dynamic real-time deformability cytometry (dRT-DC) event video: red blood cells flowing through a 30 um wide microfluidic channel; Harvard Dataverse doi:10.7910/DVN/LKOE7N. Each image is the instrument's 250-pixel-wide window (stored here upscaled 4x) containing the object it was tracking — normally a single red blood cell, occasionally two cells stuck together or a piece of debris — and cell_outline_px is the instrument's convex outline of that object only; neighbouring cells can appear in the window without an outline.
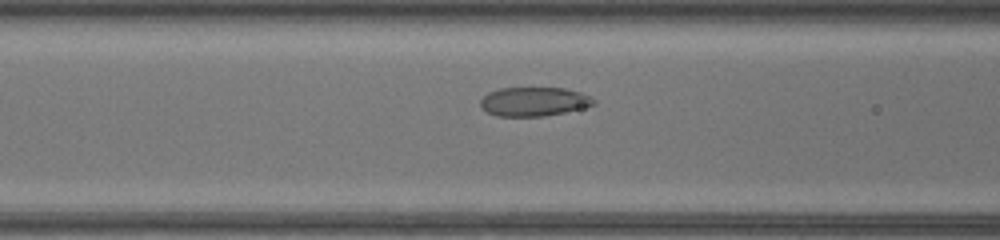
{"species": "common noctule bat (a hibernating species)", "species_latin": "Nyctalus noctula", "temperature_condition": "warm", "stored_images_in_passage": 24, "camera_frame_rate_fps": 3000, "um_per_image_px": 0.085, "animal": {"sex": "female", "body_mass_g": 17.0, "forearm_length_mm": 48.0}, "frame": {"image": 1, "passage_image": 5, "time_ms": 1.333, "image_size_px": [1000, 240], "cell_outline_px": [[596, 104], [564, 112], [544, 116], [496, 116], [488, 112], [480, 104], [480, 100], [488, 92], [500, 88], [564, 88], [580, 92], [596, 100]], "centroid_in_image_um": [45.37, 8.63], "position_along_channel_um": 121.2, "area_um2": 18.96}}
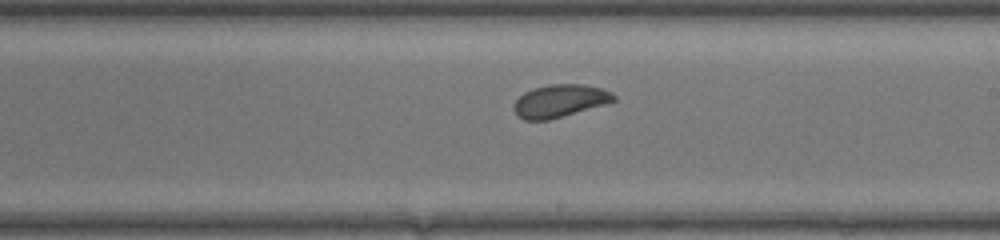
{"frame": {"image": 2, "passage_image": 13, "time_ms": 4.0, "image_size_px": [1000, 240], "cell_outline_px": [[616, 100], [604, 104], [548, 120], [524, 120], [516, 112], [516, 100], [524, 92], [536, 88], [552, 84], [584, 84], [604, 88], [612, 92], [616, 96]], "centroid_in_image_um": [47.65, 8.56], "position_along_channel_um": 241.4, "area_um2": 18.61}}
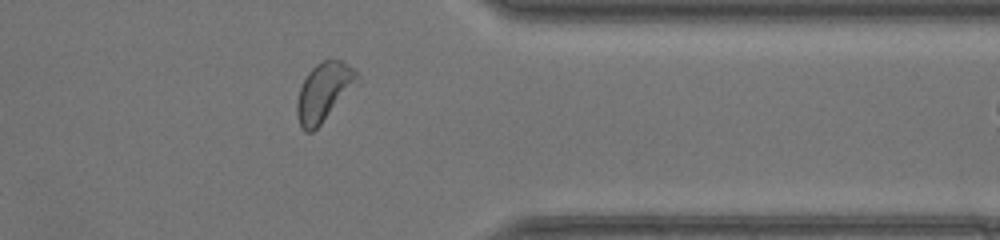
{"frame": {"image": 3, "passage_image": 23, "time_ms": 7.333, "image_size_px": [1000, 240], "cell_outline_px": [[360, 76], [320, 124], [312, 132], [304, 132], [300, 128], [296, 112], [296, 104], [300, 88], [308, 72], [316, 64], [324, 60], [340, 60], [348, 64]], "centroid_in_image_um": [27.45, 7.81], "position_along_channel_um": 384.0, "area_um2": 19.65}}